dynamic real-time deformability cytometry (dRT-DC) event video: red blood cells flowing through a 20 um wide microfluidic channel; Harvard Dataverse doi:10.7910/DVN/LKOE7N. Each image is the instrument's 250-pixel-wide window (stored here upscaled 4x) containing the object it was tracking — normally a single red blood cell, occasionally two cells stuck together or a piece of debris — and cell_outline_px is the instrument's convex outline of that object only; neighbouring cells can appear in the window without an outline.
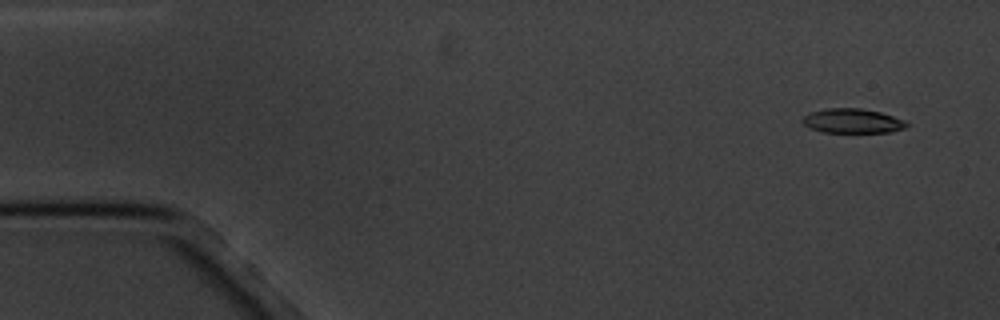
{"species": "common noctule bat (a hibernating species)", "species_latin": "Nyctalus noctula", "temperature_condition": "cold", "stored_images_in_passage": 6, "camera_frame_rate_fps": 3000, "um_per_image_px": 0.085, "animal": {"sex": "male", "body_mass_g": 20.1, "forearm_length_mm": 53.5}, "frame": {"image": 1, "passage_image": 1, "time_ms": 0.0, "image_size_px": [1000, 320], "cell_outline_px": [[912, 124], [904, 128], [892, 132], [824, 132], [812, 128], [804, 124], [800, 120], [808, 112], [824, 108], [860, 108], [880, 112], [904, 120]], "centroid_in_image_um": [72.46, 10.27], "position_along_channel_um": 12.5, "area_um2": 14.91}}
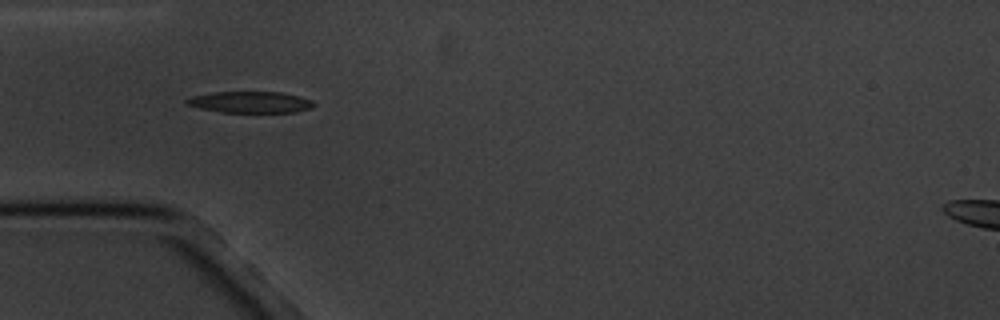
{"frame": {"image": 2, "passage_image": 5, "time_ms": 4.667, "image_size_px": [1000, 320], "cell_outline_px": [[316, 104], [312, 108], [296, 112], [220, 112], [200, 108], [188, 104], [184, 100], [192, 96], [212, 92], [280, 92], [300, 96], [312, 100]], "centroid_in_image_um": [21.32, 8.68], "position_along_channel_um": 63.7, "area_um2": 15.84}}
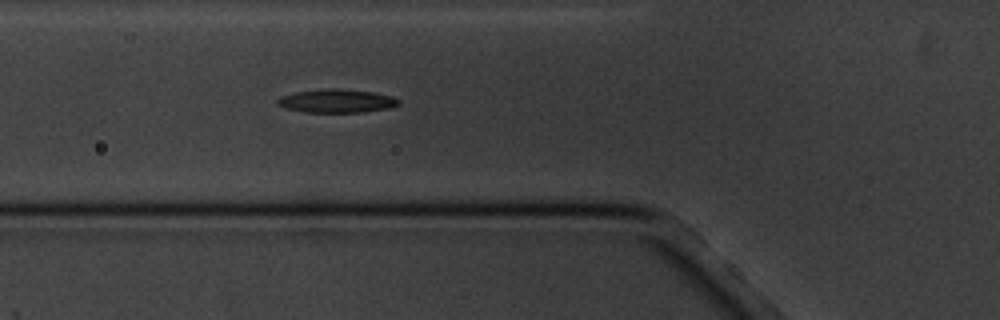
{"frame": {"image": 3, "passage_image": 6, "time_ms": 5.667, "image_size_px": [1000, 320], "cell_outline_px": [[400, 104], [388, 108], [364, 112], [304, 112], [284, 108], [276, 104], [276, 100], [280, 96], [296, 92], [320, 88], [336, 88], [372, 92], [392, 96], [400, 100]], "centroid_in_image_um": [28.58, 8.57], "position_along_channel_um": 97.2, "area_um2": 16.7}}